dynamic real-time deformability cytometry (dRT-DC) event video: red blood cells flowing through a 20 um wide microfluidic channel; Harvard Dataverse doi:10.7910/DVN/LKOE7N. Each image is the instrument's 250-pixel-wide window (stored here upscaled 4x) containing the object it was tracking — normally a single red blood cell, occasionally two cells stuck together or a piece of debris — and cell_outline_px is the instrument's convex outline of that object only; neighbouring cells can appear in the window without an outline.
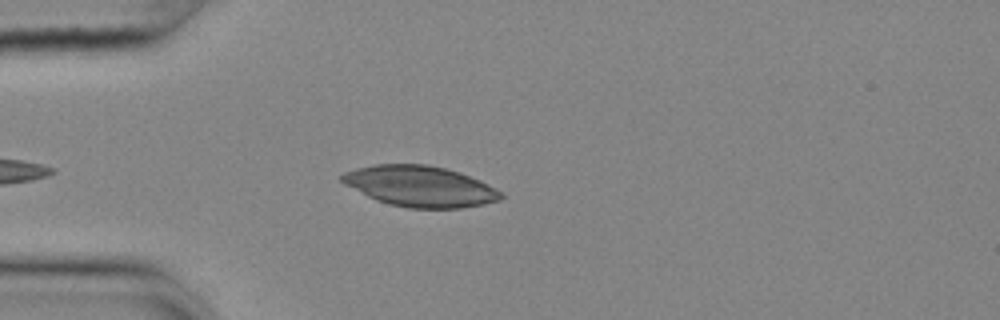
{"species": "common noctule bat (a hibernating species)", "species_latin": "Nyctalus noctula", "temperature_condition": "cold", "stored_images_in_passage": 42, "camera_frame_rate_fps": 3000, "um_per_image_px": 0.085, "animal": {"sex": "female", "body_mass_g": 25.1}, "frame": {"image": 1, "passage_image": 6, "time_ms": 1.667, "image_size_px": [1000, 320], "cell_outline_px": [[504, 196], [500, 200], [484, 204], [460, 208], [408, 208], [388, 204], [376, 200], [344, 184], [340, 180], [340, 176], [344, 172], [356, 168], [376, 164], [428, 164], [460, 172], [480, 180], [496, 188]], "centroid_in_image_um": [35.7, 15.83], "position_along_channel_um": 49.3, "area_um2": 37.86}}
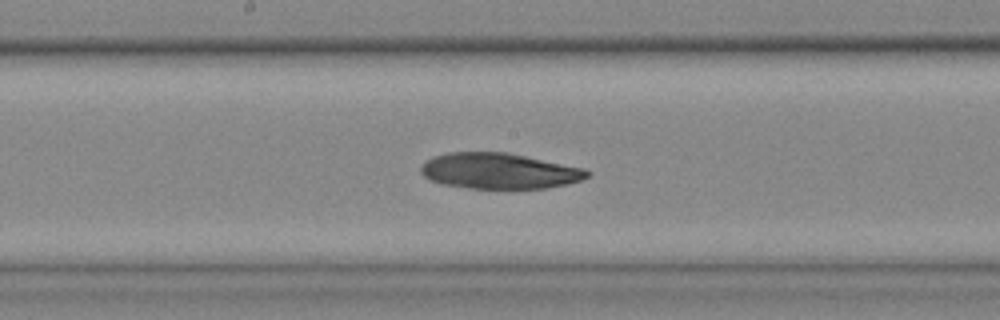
{"frame": {"image": 2, "passage_image": 20, "time_ms": 6.333, "image_size_px": [1000, 320], "cell_outline_px": [[592, 172], [588, 176], [580, 180], [568, 184], [544, 188], [468, 188], [440, 184], [424, 176], [420, 172], [420, 168], [432, 156], [448, 152], [508, 152], [584, 168]], "centroid_in_image_um": [42.43, 14.52], "position_along_channel_um": 205.8, "area_um2": 34.62}}
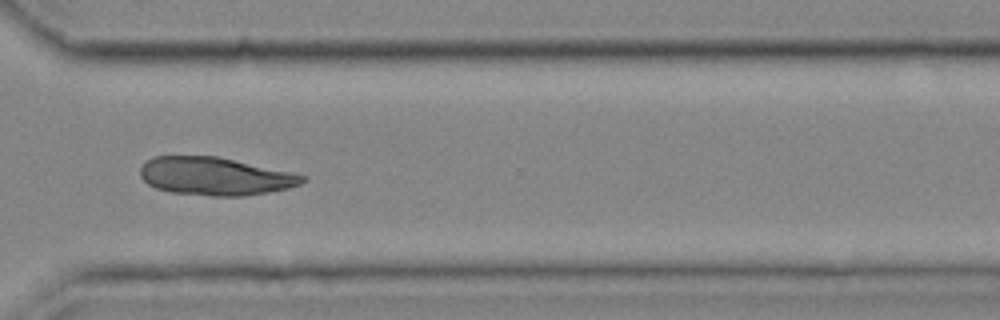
{"frame": {"image": 3, "passage_image": 32, "time_ms": 10.333, "image_size_px": [1000, 320], "cell_outline_px": [[308, 180], [300, 184], [288, 188], [268, 192], [244, 196], [212, 196], [172, 192], [156, 188], [148, 184], [140, 176], [140, 168], [152, 156], [216, 156], [308, 176]], "centroid_in_image_um": [18.28, 14.98], "position_along_channel_um": 352.3, "area_um2": 35.72}}